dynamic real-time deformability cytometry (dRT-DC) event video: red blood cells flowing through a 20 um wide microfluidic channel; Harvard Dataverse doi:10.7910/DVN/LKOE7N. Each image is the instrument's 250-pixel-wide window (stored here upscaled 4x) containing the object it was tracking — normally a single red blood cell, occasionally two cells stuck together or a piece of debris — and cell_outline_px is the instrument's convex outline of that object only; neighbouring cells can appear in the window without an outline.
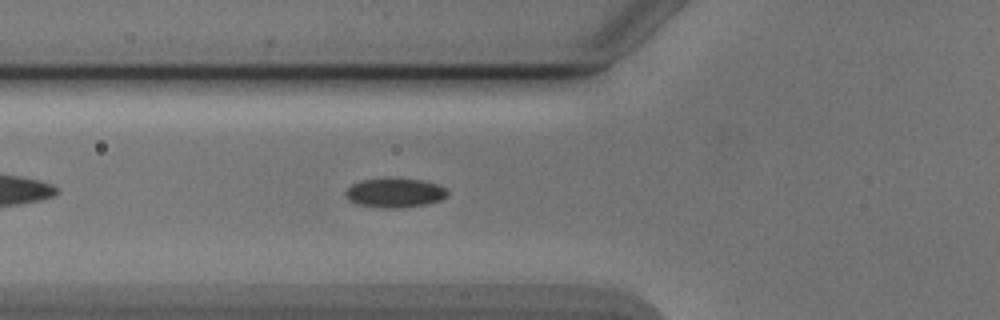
{"species": "Egyptian fruit bat (a non-hibernating species)", "species_latin": "Rousettus aegyptiacus", "temperature_condition": "cold", "stored_images_in_passage": 40, "segment_of_instrument_passage": [1, 2], "camera_frame_rate_fps": 3000, "um_per_image_px": 0.085, "animal": {"sex": "male"}, "frame": {"image": 1, "passage_image": 6, "time_ms": 1.667, "image_size_px": [1000, 320], "cell_outline_px": [[448, 196], [440, 200], [428, 204], [400, 208], [380, 208], [356, 204], [348, 200], [344, 196], [344, 192], [352, 184], [360, 180], [388, 176], [424, 180], [440, 184], [448, 188]], "centroid_in_image_um": [33.57, 16.36], "position_along_channel_um": 92.2, "area_um2": 18.32}}
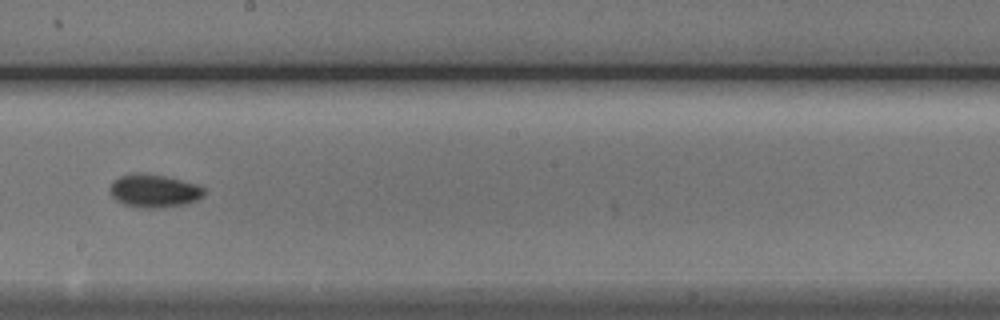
{"frame": {"image": 2, "passage_image": 17, "time_ms": 5.333, "image_size_px": [1000, 320], "cell_outline_px": [[204, 196], [200, 200], [188, 204], [164, 208], [140, 208], [124, 204], [116, 200], [112, 196], [108, 188], [112, 180], [120, 176], [136, 172], [144, 172], [164, 176], [196, 184], [204, 188]], "centroid_in_image_um": [13.09, 16.23], "position_along_channel_um": 235.1, "area_um2": 18.61}}
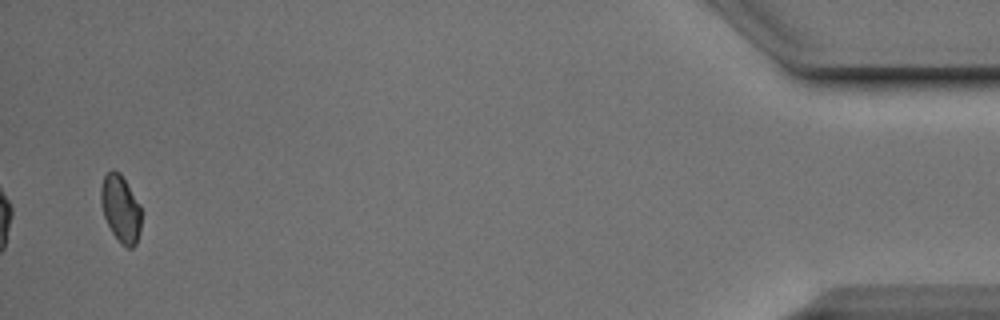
{"frame": {"image": 3, "passage_image": 38, "time_ms": 12.333, "image_size_px": [1000, 320], "cell_outline_px": [[140, 232], [136, 244], [132, 248], [128, 248], [120, 244], [112, 232], [104, 216], [100, 204], [100, 188], [104, 176], [112, 168], [120, 172], [140, 204]], "centroid_in_image_um": [10.24, 17.73], "position_along_channel_um": 425.0, "area_um2": 15.95}}